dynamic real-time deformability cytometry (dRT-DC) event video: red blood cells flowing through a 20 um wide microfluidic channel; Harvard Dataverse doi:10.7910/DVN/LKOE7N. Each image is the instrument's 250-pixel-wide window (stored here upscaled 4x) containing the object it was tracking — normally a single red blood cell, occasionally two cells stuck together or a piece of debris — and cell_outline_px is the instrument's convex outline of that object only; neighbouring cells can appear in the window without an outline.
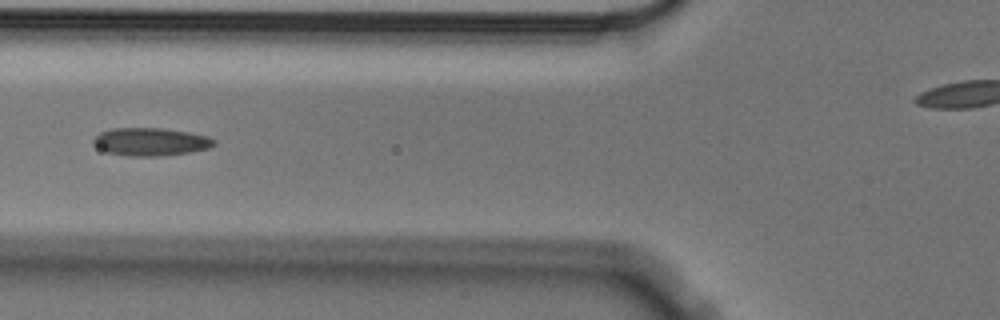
{"species": "Egyptian fruit bat (a non-hibernating species)", "species_latin": "Rousettus aegyptiacus", "temperature_condition": "cold", "stored_images_in_passage": 9, "segment_of_instrument_passage": [1, 2], "camera_frame_rate_fps": 3000, "um_per_image_px": 0.085, "animal": {"sex": "male"}, "frame": {"image": 1, "passage_image": 7, "time_ms": 2.0, "image_size_px": [1000, 320], "cell_outline_px": [[216, 144], [208, 148], [188, 152], [160, 156], [128, 156], [108, 152], [92, 144], [92, 140], [100, 132], [112, 128], [164, 128], [188, 132], [208, 136], [216, 140]], "centroid_in_image_um": [12.8, 12.04], "position_along_channel_um": 113.0, "area_um2": 19.59}}
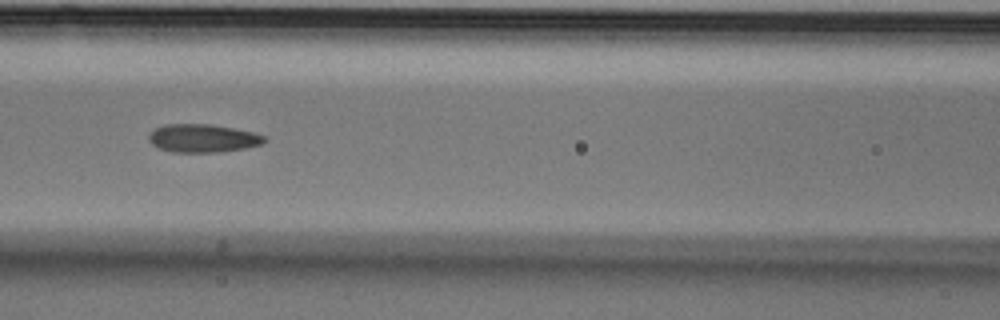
{"frame": {"image": 2, "passage_image": 8, "time_ms": 2.333, "image_size_px": [1000, 320], "cell_outline_px": [[268, 140], [264, 144], [244, 148], [216, 152], [172, 152], [160, 148], [152, 144], [148, 140], [148, 136], [156, 128], [164, 124], [212, 124], [252, 132], [268, 136]], "centroid_in_image_um": [17.28, 11.75], "position_along_channel_um": 149.3, "area_um2": 19.02}}